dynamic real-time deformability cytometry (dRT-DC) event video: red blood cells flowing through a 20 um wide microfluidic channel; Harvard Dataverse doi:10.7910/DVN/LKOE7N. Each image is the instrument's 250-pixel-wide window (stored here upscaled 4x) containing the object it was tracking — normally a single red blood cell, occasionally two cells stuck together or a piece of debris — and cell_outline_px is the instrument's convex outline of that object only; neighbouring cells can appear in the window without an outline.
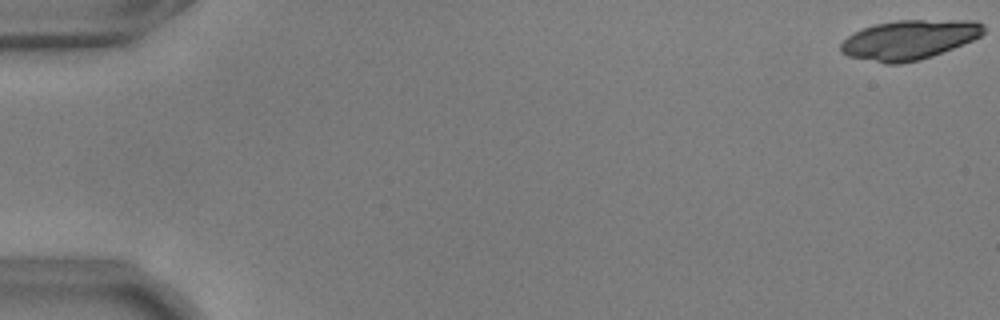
{"species": "common noctule bat (a hibernating species)", "species_latin": "Nyctalus noctula", "temperature_condition": "warm", "stored_images_in_passage": 56, "camera_frame_rate_fps": 3000, "um_per_image_px": 0.085, "animal": {"sex": "male", "body_mass_g": 17.9, "forearm_length_mm": 54.2}, "frame": {"image": 1, "passage_image": 1, "time_ms": 0.0, "image_size_px": [1000, 320], "cell_outline_px": [[984, 32], [980, 36], [972, 40], [932, 56], [920, 60], [900, 64], [884, 64], [848, 56], [840, 52], [840, 44], [852, 32], [876, 24], [896, 20], [972, 20], [984, 24]], "centroid_in_image_um": [77.26, 3.38], "position_along_channel_um": 7.7, "area_um2": 32.95}}